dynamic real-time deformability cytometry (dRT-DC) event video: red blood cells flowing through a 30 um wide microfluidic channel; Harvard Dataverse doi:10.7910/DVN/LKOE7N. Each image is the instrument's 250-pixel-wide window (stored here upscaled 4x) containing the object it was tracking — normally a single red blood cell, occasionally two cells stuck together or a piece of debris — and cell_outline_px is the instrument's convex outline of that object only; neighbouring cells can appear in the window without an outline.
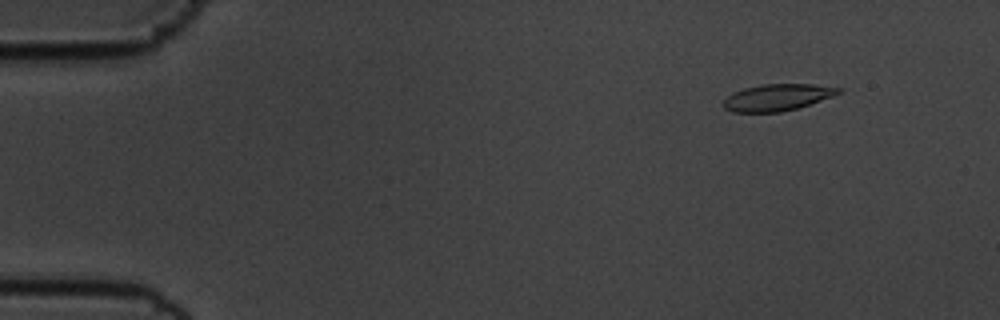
{"species": "common noctule bat (a hibernating species)", "species_latin": "Nyctalus noctula", "temperature_condition": "cold", "stored_images_in_passage": 51, "camera_frame_rate_fps": 3000, "um_per_image_px": 0.085, "animal": {"sex": "male", "body_mass_g": 19.5, "forearm_length_mm": 54.6}, "frame": {"image": 1, "passage_image": 1, "time_ms": 0.0, "image_size_px": [1000, 320], "cell_outline_px": [[840, 92], [832, 96], [796, 108], [780, 112], [732, 112], [724, 108], [724, 100], [732, 92], [744, 88], [760, 84], [812, 84], [840, 88]], "centroid_in_image_um": [66.01, 8.27], "position_along_channel_um": 19.0, "area_um2": 17.63}}
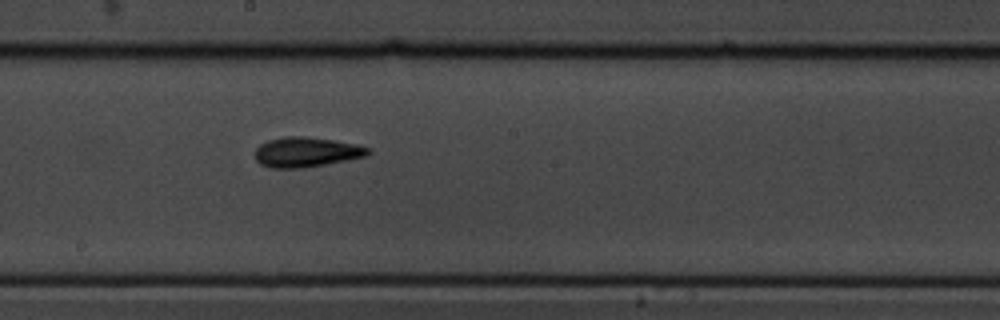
{"frame": {"image": 2, "passage_image": 26, "time_ms": 8.333, "image_size_px": [1000, 320], "cell_outline_px": [[372, 152], [368, 156], [324, 164], [300, 168], [272, 168], [260, 164], [256, 160], [256, 148], [260, 144], [268, 140], [284, 136], [304, 136], [360, 144], [372, 148]], "centroid_in_image_um": [26.08, 12.92], "position_along_channel_um": 222.1, "area_um2": 19.83}}
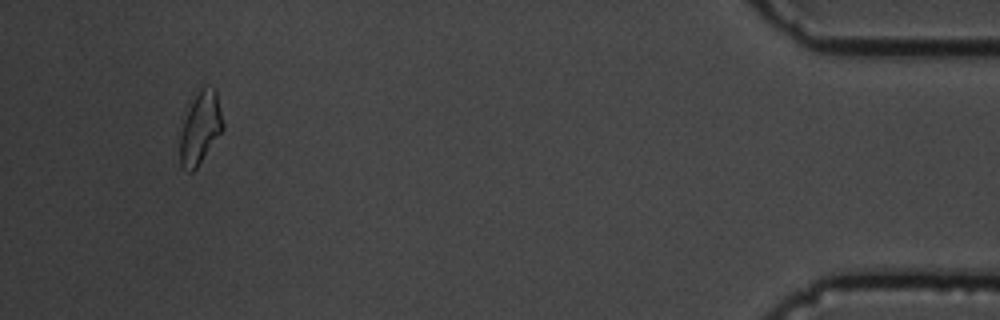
{"frame": {"image": 3, "passage_image": 48, "time_ms": 15.667, "image_size_px": [1000, 320], "cell_outline_px": [[224, 128], [196, 168], [192, 172], [188, 172], [180, 164], [180, 136], [184, 120], [192, 100], [200, 88], [204, 84], [216, 88], [224, 124]], "centroid_in_image_um": [17.04, 10.83], "position_along_channel_um": 418.2, "area_um2": 17.98}, "authors_computed_cell_mechanics": {"area_um2": 18.207, "velocity_mm_per_s": 3.5975, "shape_relaxation_time_tau1_ms": 4.4198, "shape_relaxation_time_tau2_ms": 3.3575, "deformation_change_tau1": 0.15, "deformation_change_tau2": 0.0991}}